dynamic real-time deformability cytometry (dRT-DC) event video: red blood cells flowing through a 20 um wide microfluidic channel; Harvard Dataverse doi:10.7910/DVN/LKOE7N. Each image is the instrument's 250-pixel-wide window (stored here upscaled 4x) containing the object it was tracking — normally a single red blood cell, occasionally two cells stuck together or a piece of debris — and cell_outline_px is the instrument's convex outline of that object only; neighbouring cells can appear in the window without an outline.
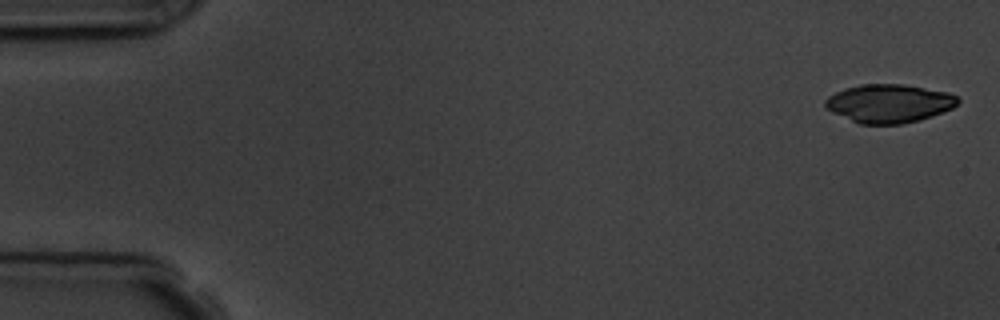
{"species": "common noctule bat (a hibernating species)", "species_latin": "Nyctalus noctula", "temperature_condition": "room temperature", "stored_images_in_passage": 4, "camera_frame_rate_fps": 3000, "um_per_image_px": 0.085, "animal": {"sex": "male", "body_mass_g": 19.5, "forearm_length_mm": 54.6}, "frame": {"image": 1, "passage_image": 1, "time_ms": 0.0, "image_size_px": [1000, 320], "cell_outline_px": [[960, 100], [952, 108], [932, 116], [920, 120], [900, 124], [860, 124], [832, 112], [824, 104], [824, 100], [828, 96], [844, 88], [860, 84], [904, 84], [948, 92], [956, 96]], "centroid_in_image_um": [75.56, 8.78], "position_along_channel_um": 9.4, "area_um2": 29.65}}